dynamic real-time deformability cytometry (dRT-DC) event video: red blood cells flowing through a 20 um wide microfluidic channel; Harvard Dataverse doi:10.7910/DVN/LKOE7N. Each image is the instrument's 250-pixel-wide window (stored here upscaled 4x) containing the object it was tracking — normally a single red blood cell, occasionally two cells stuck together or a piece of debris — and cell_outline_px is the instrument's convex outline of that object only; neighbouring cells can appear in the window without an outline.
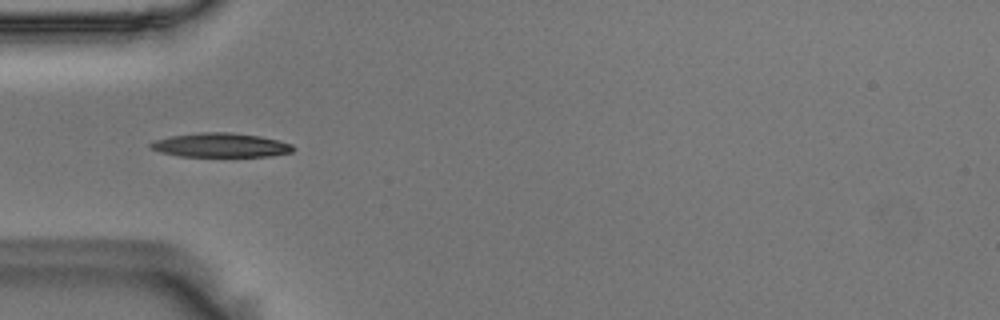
{"species": "Egyptian fruit bat (a non-hibernating species)", "species_latin": "Rousettus aegyptiacus", "temperature_condition": "room temperature", "stored_images_in_passage": 41, "camera_frame_rate_fps": 3000, "um_per_image_px": 0.085, "animal": {"sex": "male"}, "frame": {"image": 1, "passage_image": 3, "time_ms": 0.667, "image_size_px": [1000, 320], "cell_outline_px": [[296, 148], [292, 152], [268, 156], [180, 156], [160, 152], [148, 148], [148, 144], [156, 140], [172, 136], [200, 132], [228, 132], [260, 136], [280, 140], [292, 144]], "centroid_in_image_um": [18.77, 12.33], "position_along_channel_um": 66.2, "area_um2": 20.06}}
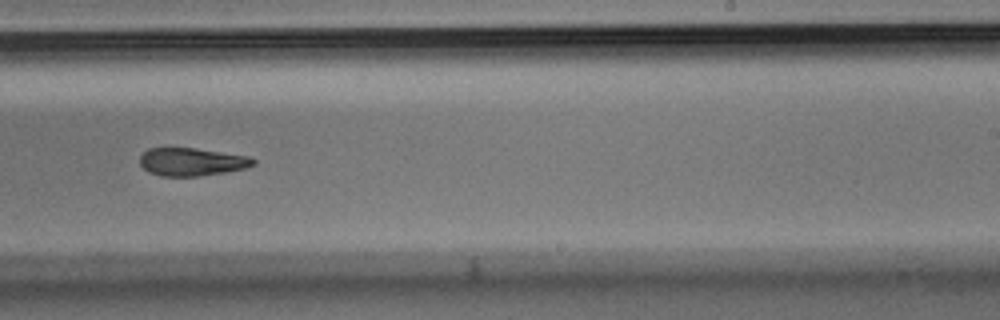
{"frame": {"image": 2, "passage_image": 20, "time_ms": 6.333, "image_size_px": [1000, 320], "cell_outline_px": [[256, 164], [244, 168], [224, 172], [196, 176], [160, 176], [148, 172], [140, 164], [140, 156], [148, 148], [196, 148], [252, 156], [256, 160]], "centroid_in_image_um": [16.32, 13.75], "position_along_channel_um": 272.7, "area_um2": 18.55}}
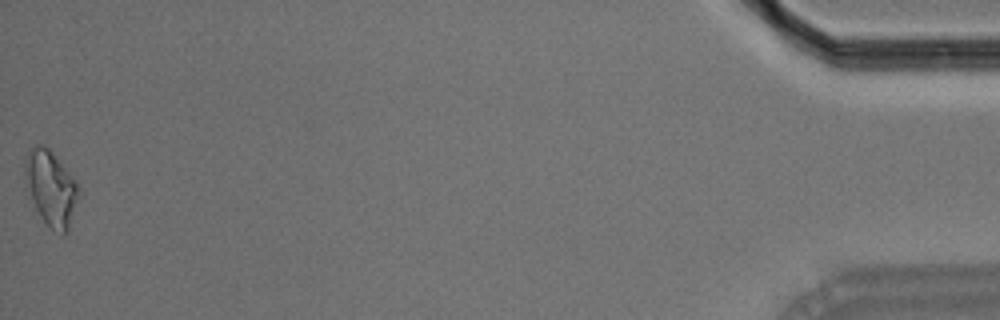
{"frame": {"image": 3, "passage_image": 41, "time_ms": 13.333, "image_size_px": [1000, 320], "cell_outline_px": [[80, 192], [68, 232], [64, 236], [52, 228], [32, 212], [24, 188], [24, 168], [28, 148], [36, 144], [44, 144], [48, 148], [76, 180]], "centroid_in_image_um": [4.26, 16.03], "position_along_channel_um": 430.9, "area_um2": 24.51}, "authors_computed_cell_mechanics": {"area_um2": 19.5364, "velocity_mm_per_s": 3.6407, "shape_relaxation_time_tau1_ms": 5.9989, "shape_relaxation_time_tau2_ms": 6.5583, "deformation_change_tau1": 0.1655, "deformation_change_tau2": 0.1523}}